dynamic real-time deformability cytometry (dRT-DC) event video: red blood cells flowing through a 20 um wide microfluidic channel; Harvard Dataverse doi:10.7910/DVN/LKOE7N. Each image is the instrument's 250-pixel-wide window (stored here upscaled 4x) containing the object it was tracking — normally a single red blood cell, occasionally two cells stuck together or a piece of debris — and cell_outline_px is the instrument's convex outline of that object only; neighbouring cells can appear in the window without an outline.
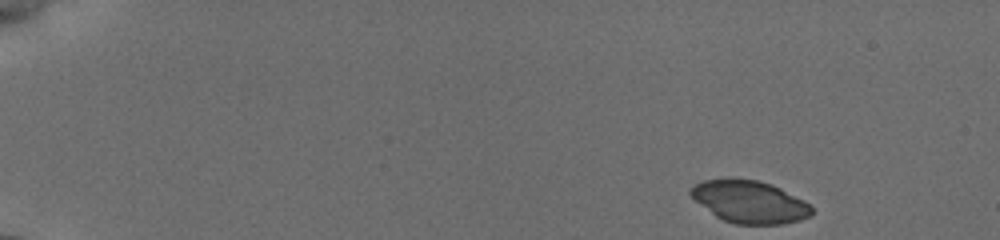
{"species": "common noctule bat (a hibernating species)", "species_latin": "Nyctalus noctula", "temperature_condition": "cold", "stored_images_in_passage": 57, "camera_frame_rate_fps": 3000, "um_per_image_px": 0.085, "animal": {"sex": "female", "body_mass_g": 19.5, "forearm_length_mm": 54.1}, "frame": {"image": 1, "passage_image": 1, "time_ms": 0.0, "image_size_px": [1000, 240], "cell_outline_px": [[812, 212], [808, 216], [800, 220], [780, 224], [736, 224], [724, 220], [716, 216], [696, 200], [688, 192], [696, 184], [704, 180], [756, 180], [772, 184], [804, 200], [812, 208]], "centroid_in_image_um": [63.75, 17.17], "position_along_channel_um": 21.3, "area_um2": 29.07}}